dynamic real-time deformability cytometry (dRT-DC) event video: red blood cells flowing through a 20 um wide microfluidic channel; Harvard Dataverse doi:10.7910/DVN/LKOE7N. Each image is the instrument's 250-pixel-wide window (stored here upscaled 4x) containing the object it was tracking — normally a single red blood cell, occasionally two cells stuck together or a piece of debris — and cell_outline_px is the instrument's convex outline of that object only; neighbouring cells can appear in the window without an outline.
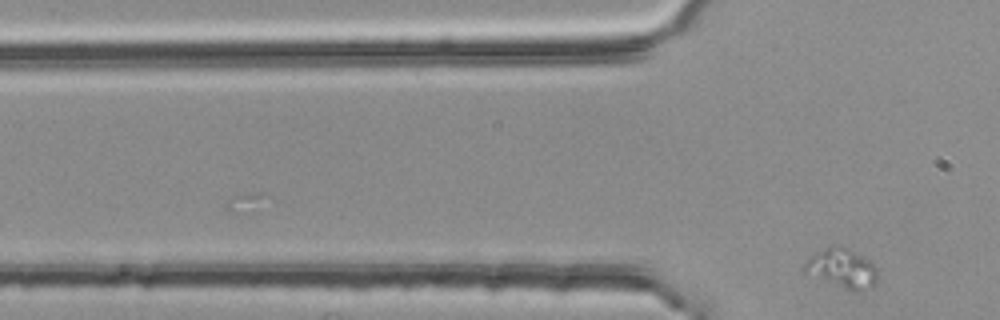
{"species": "common noctule bat (a hibernating species)", "species_latin": "Nyctalus noctula", "temperature_condition": "room temperature", "stored_images_in_passage": 2, "camera_frame_rate_fps": 3000, "um_per_image_px": 0.085, "animal": {"sex": "female", "body_mass_g": 25.1}, "frame": {"image": 1, "passage_image": 2, "time_ms": 0.333, "image_size_px": [1000, 320], "cell_outline_px": [[876, 284], [860, 292], [852, 292], [804, 276], [804, 264], [808, 256], [824, 248], [848, 248], [868, 260], [876, 268]], "centroid_in_image_um": [71.49, 22.89], "position_along_channel_um": 54.3, "area_um2": 17.05}}